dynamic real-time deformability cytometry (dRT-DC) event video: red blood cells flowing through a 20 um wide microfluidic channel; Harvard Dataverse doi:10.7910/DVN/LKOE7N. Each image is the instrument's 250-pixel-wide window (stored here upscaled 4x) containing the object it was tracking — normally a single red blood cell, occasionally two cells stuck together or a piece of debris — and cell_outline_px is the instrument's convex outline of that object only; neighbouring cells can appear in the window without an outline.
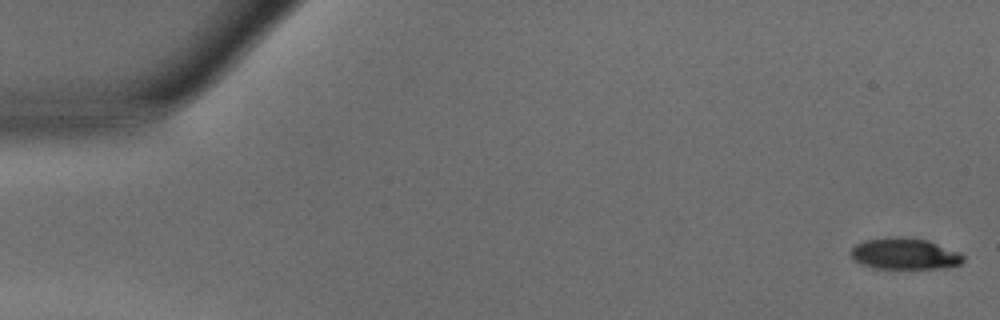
{"species": "common noctule bat (a hibernating species)", "species_latin": "Nyctalus noctula", "temperature_condition": "warm", "stored_images_in_passage": 39, "camera_frame_rate_fps": 3000, "um_per_image_px": 0.085, "animal": {"sex": "male", "body_mass_g": 15.6}, "frame": {"image": 1, "passage_image": 1, "time_ms": 0.0, "image_size_px": [1000, 320], "cell_outline_px": [[964, 260], [960, 264], [944, 268], [872, 268], [860, 264], [852, 260], [848, 252], [856, 244], [864, 240], [888, 236], [900, 236], [928, 240], [960, 252], [964, 256]], "centroid_in_image_um": [76.85, 21.56], "position_along_channel_um": 8.2, "area_um2": 20.92}}
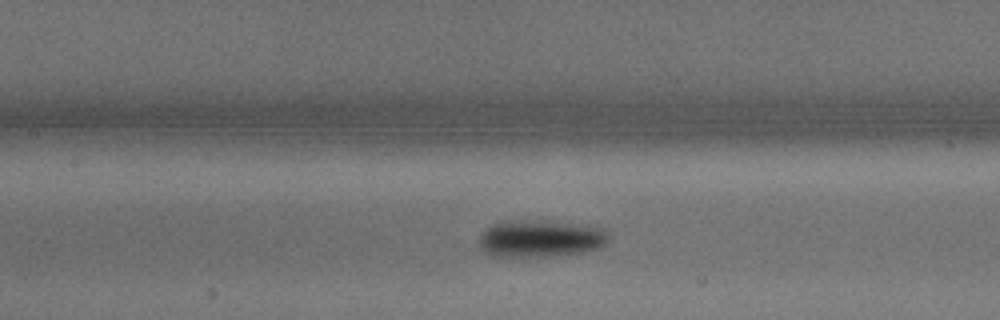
{"frame": {"image": 2, "passage_image": 22, "time_ms": 7.0, "image_size_px": [1000, 320], "cell_outline_px": [[608, 240], [600, 248], [584, 252], [552, 256], [496, 256], [484, 252], [480, 248], [480, 232], [484, 228], [500, 220], [540, 220], [580, 224], [600, 228], [608, 236]], "centroid_in_image_um": [45.87, 20.26], "position_along_channel_um": 161.5, "area_um2": 28.21}}
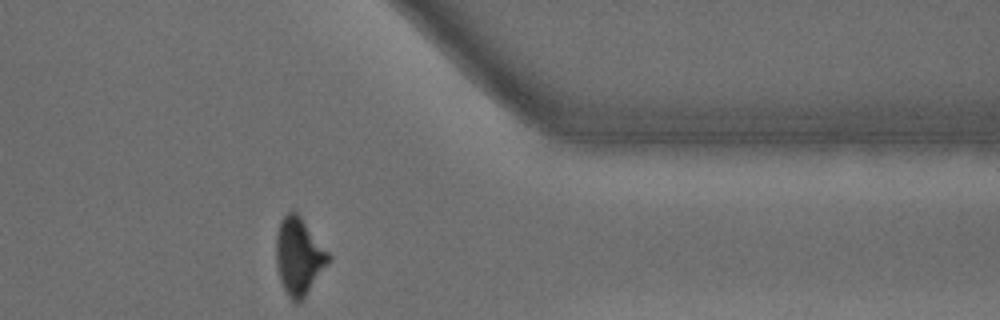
{"frame": {"image": 3, "passage_image": 39, "time_ms": 12.667, "image_size_px": [1000, 320], "cell_outline_px": [[332, 260], [304, 296], [296, 304], [288, 296], [280, 280], [276, 264], [276, 236], [280, 220], [292, 208], [300, 216], [332, 256]], "centroid_in_image_um": [25.41, 21.76], "position_along_channel_um": 386.0, "area_um2": 23.47}, "authors_computed_cell_mechanics": {"area_um2": 24.7384, "velocity_mm_per_s": 4.2244, "shape_relaxation_time_tau1_ms": 1.9528, "shape_relaxation_time_tau2_ms": null, "deformation_change_tau1": 0.147, "deformation_change_tau2": null}}